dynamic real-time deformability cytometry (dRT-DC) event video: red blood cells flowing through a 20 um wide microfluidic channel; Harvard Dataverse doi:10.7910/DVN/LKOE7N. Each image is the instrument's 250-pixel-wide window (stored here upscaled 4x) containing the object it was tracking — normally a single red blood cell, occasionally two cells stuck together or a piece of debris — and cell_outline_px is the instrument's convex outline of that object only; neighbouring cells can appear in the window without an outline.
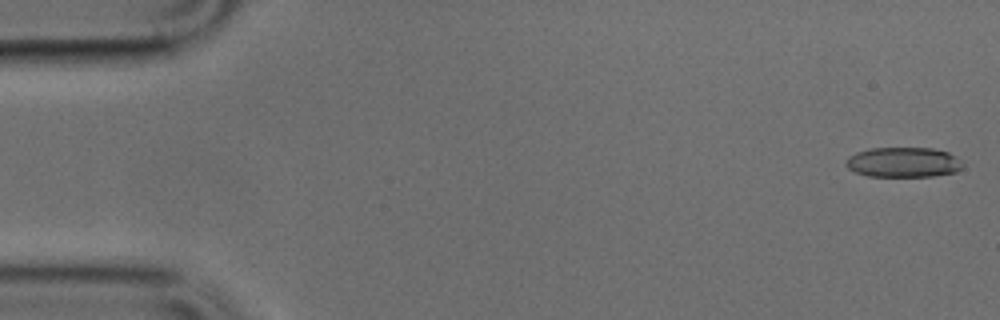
{"species": "common noctule bat (a hibernating species)", "species_latin": "Nyctalus noctula", "temperature_condition": "cold", "stored_images_in_passage": 49, "camera_frame_rate_fps": 3000, "um_per_image_px": 0.085, "animal": {"sex": "male", "body_mass_g": 17.9, "forearm_length_mm": 54.2}, "frame": {"image": 1, "passage_image": 1, "time_ms": 0.0, "image_size_px": [1000, 320], "cell_outline_px": [[964, 164], [956, 172], [932, 176], [868, 176], [856, 172], [848, 168], [844, 164], [844, 160], [848, 156], [856, 152], [872, 148], [932, 148], [948, 152], [956, 156]], "centroid_in_image_um": [76.76, 13.79], "position_along_channel_um": 8.2, "area_um2": 20.52}}
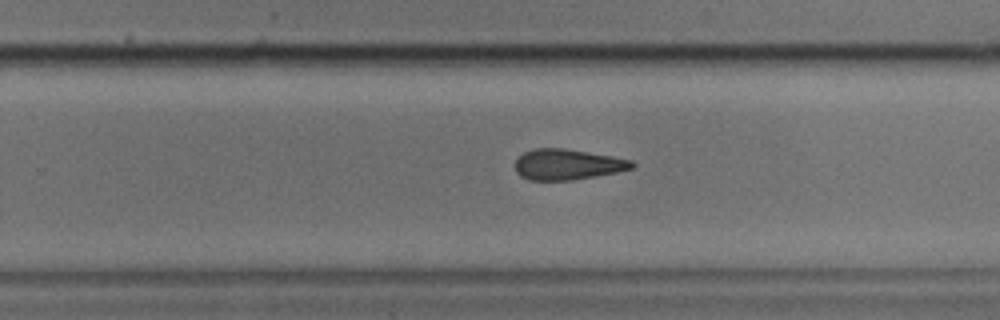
{"frame": {"image": 2, "passage_image": 31, "time_ms": 10.0, "image_size_px": [1000, 320], "cell_outline_px": [[636, 164], [632, 168], [616, 172], [596, 176], [572, 180], [528, 180], [520, 176], [516, 172], [516, 160], [524, 152], [536, 148], [564, 148], [612, 156], [632, 160]], "centroid_in_image_um": [48.23, 13.98], "position_along_channel_um": 281.6, "area_um2": 20.81}}
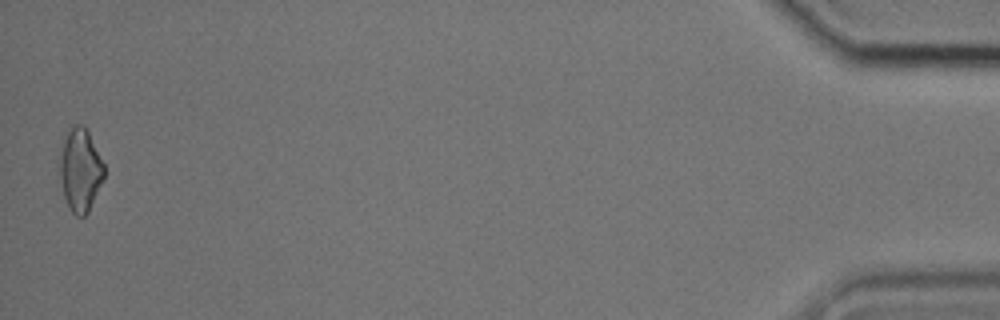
{"frame": {"image": 3, "passage_image": 49, "time_ms": 16.0, "image_size_px": [1000, 320], "cell_outline_px": [[104, 176], [88, 212], [84, 216], [76, 216], [72, 212], [64, 196], [60, 180], [60, 156], [64, 140], [68, 132], [76, 124], [84, 124], [104, 164]], "centroid_in_image_um": [6.82, 14.45], "position_along_channel_um": 428.4, "area_um2": 20.92}}